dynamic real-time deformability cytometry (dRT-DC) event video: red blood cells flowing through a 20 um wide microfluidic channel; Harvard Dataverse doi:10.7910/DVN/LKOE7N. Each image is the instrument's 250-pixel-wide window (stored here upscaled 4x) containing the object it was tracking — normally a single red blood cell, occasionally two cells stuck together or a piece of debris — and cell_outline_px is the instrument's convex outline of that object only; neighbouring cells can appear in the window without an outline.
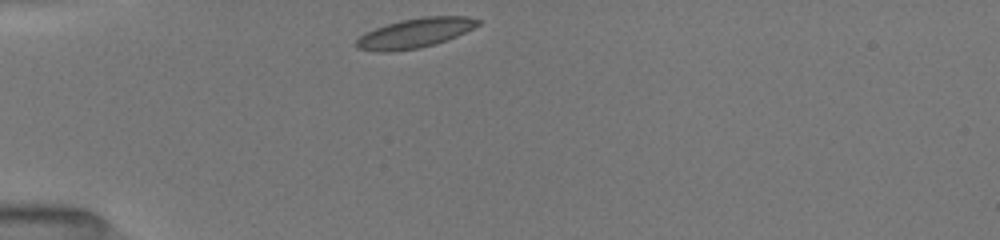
{"species": "common noctule bat (a hibernating species)", "species_latin": "Nyctalus noctula", "temperature_condition": "room temperature", "stored_images_in_passage": 34, "camera_frame_rate_fps": 3000, "um_per_image_px": 0.085, "animal": {"sex": "female", "body_mass_g": 19.5, "forearm_length_mm": 54.1}, "frame": {"image": 1, "passage_image": 1, "time_ms": 0.0, "image_size_px": [1000, 240], "cell_outline_px": [[480, 24], [456, 36], [436, 44], [420, 48], [388, 52], [380, 52], [356, 48], [356, 40], [364, 32], [400, 20], [424, 16], [468, 16], [480, 20]], "centroid_in_image_um": [35.26, 2.81], "position_along_channel_um": 49.7, "area_um2": 20.92}}
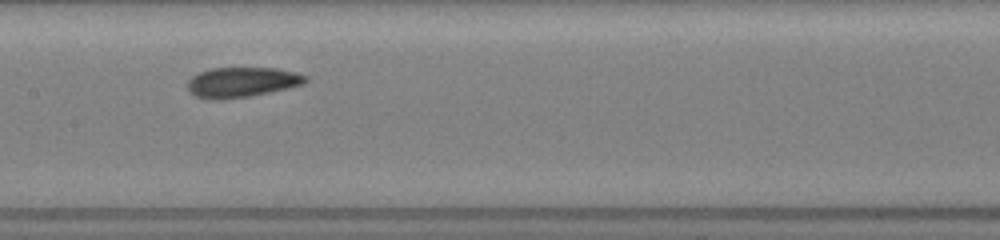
{"frame": {"image": 2, "passage_image": 13, "time_ms": 4.0, "image_size_px": [1000, 240], "cell_outline_px": [[308, 80], [304, 84], [288, 88], [248, 96], [216, 100], [212, 100], [196, 96], [188, 92], [188, 80], [192, 76], [200, 72], [212, 68], [276, 68], [296, 72], [308, 76]], "centroid_in_image_um": [20.57, 6.98], "position_along_channel_um": 186.8, "area_um2": 20.63}}
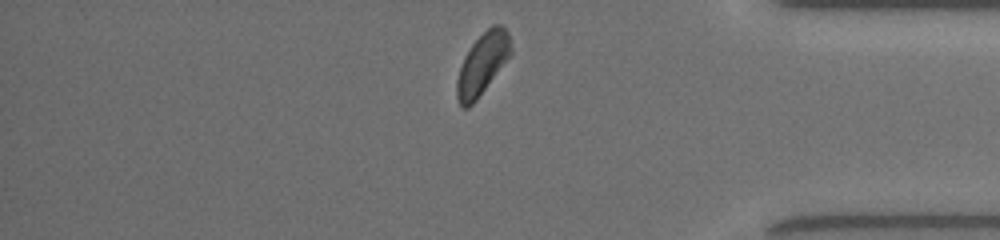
{"frame": {"image": 3, "passage_image": 30, "time_ms": 9.667, "image_size_px": [1000, 240], "cell_outline_px": [[512, 52], [476, 100], [468, 108], [460, 108], [456, 96], [456, 80], [464, 56], [472, 44], [492, 24], [500, 24], [508, 32], [512, 48]], "centroid_in_image_um": [40.98, 5.44], "position_along_channel_um": 394.2, "area_um2": 19.07}, "authors_computed_cell_mechanics": {"area_um2": 20.3167, "velocity_mm_per_s": 3.9986, "shape_relaxation_time_tau1_ms": 3.3028, "shape_relaxation_time_tau2_ms": 3.1433, "deformation_change_tau1": 0.1245, "deformation_change_tau2": 0.0862}}